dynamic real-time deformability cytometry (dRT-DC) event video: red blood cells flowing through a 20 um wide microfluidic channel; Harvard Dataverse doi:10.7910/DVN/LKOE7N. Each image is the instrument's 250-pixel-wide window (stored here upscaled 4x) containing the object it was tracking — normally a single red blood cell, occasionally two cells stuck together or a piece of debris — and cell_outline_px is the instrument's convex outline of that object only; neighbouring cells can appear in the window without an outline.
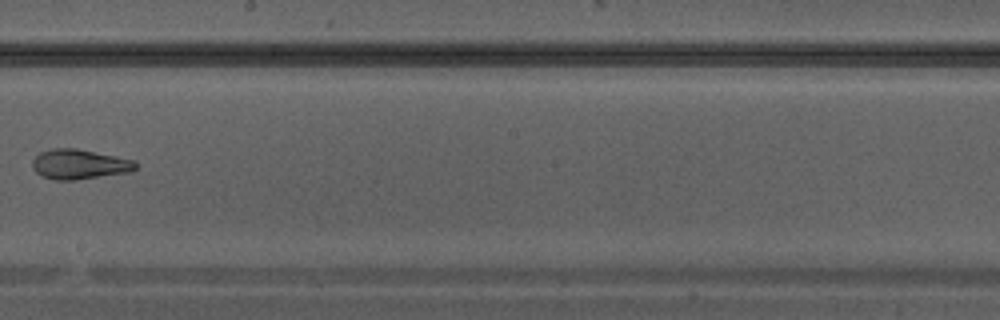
{"species": "Egyptian fruit bat (a non-hibernating species)", "species_latin": "Rousettus aegyptiacus", "temperature_condition": "warm", "stored_images_in_passage": 37, "camera_frame_rate_fps": 3000, "um_per_image_px": 0.085, "animal": {"sex": "male"}, "frame": {"image": 1, "passage_image": 22, "time_ms": 7.0, "image_size_px": [1000, 320], "cell_outline_px": [[136, 168], [132, 172], [76, 180], [56, 180], [44, 176], [36, 172], [32, 168], [32, 160], [40, 152], [52, 148], [76, 148], [136, 160]], "centroid_in_image_um": [6.77, 13.96], "position_along_channel_um": 241.4, "area_um2": 18.09}}